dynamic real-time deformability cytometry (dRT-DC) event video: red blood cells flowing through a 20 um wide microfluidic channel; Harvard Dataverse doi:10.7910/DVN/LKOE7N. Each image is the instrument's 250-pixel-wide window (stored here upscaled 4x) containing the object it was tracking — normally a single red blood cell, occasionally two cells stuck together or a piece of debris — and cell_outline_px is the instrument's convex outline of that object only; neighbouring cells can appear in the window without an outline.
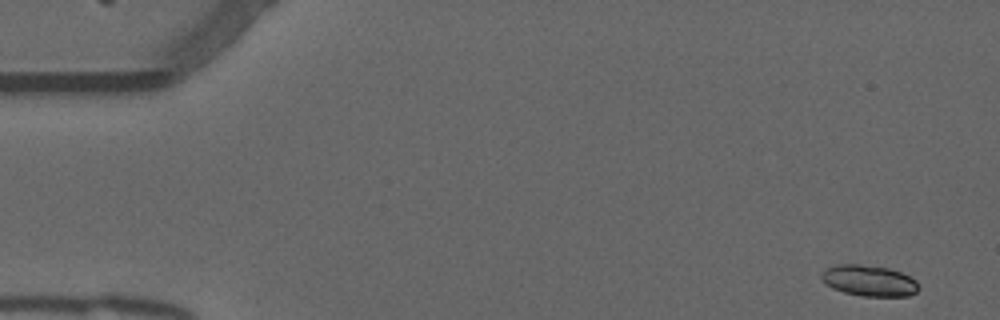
{"species": "common noctule bat (a hibernating species)", "species_latin": "Nyctalus noctula", "temperature_condition": "warm", "stored_images_in_passage": 13, "camera_frame_rate_fps": 3000, "um_per_image_px": 0.085, "animal": {"sex": "male", "forearm_length_mm": 52.5}, "frame": {"image": 1, "passage_image": 1, "time_ms": 0.0, "image_size_px": [1000, 320], "cell_outline_px": [[920, 288], [916, 292], [908, 296], [864, 296], [844, 292], [832, 288], [820, 276], [828, 268], [836, 264], [860, 264], [888, 268], [900, 272], [916, 280]], "centroid_in_image_um": [73.91, 23.86], "position_along_channel_um": 11.1, "area_um2": 17.34}}
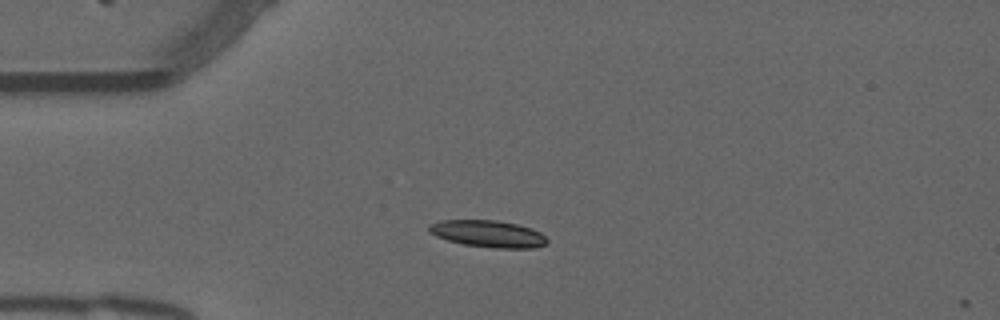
{"frame": {"image": 2, "passage_image": 12, "time_ms": 3.667, "image_size_px": [1000, 320], "cell_outline_px": [[548, 244], [536, 248], [496, 248], [464, 244], [448, 240], [436, 236], [428, 232], [428, 224], [440, 220], [496, 220], [516, 224], [532, 228], [540, 232], [548, 240]], "centroid_in_image_um": [41.49, 19.87], "position_along_channel_um": 43.5, "area_um2": 18.61}}